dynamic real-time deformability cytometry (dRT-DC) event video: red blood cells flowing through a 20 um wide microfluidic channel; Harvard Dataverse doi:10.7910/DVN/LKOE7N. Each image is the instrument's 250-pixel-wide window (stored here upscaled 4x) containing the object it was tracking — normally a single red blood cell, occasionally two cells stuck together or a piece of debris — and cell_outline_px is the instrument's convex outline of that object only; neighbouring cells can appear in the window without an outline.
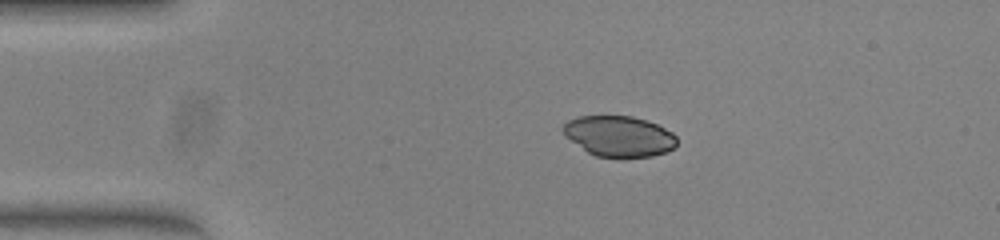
{"species": "common noctule bat (a hibernating species)", "species_latin": "Nyctalus noctula", "temperature_condition": "warm", "stored_images_in_passage": 41, "camera_frame_rate_fps": 3000, "um_per_image_px": 0.085, "animal": {"sex": "female", "body_mass_g": 23.0, "forearm_length_mm": 53.4}, "frame": {"image": 1, "passage_image": 1, "time_ms": 0.0, "image_size_px": [1000, 240], "cell_outline_px": [[676, 144], [672, 148], [664, 152], [652, 156], [596, 156], [588, 152], [564, 136], [560, 128], [568, 120], [576, 116], [632, 116], [656, 124], [672, 132], [676, 136]], "centroid_in_image_um": [52.56, 11.55], "position_along_channel_um": 32.4, "area_um2": 26.65}}
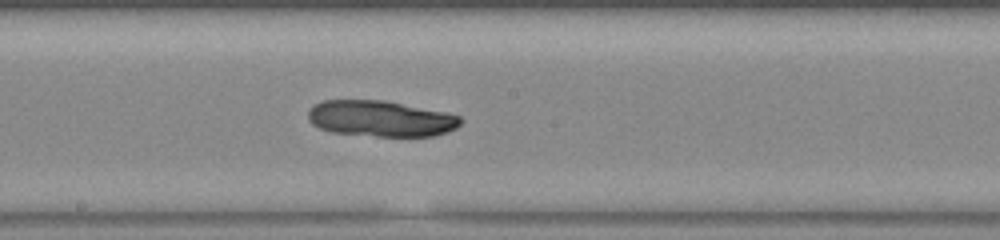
{"frame": {"image": 2, "passage_image": 18, "time_ms": 5.667, "image_size_px": [1000, 240], "cell_outline_px": [[464, 120], [456, 128], [448, 132], [432, 136], [376, 136], [332, 132], [320, 128], [312, 124], [308, 120], [308, 108], [324, 100], [384, 100], [448, 112], [460, 116]], "centroid_in_image_um": [32.38, 10.07], "position_along_channel_um": 215.8, "area_um2": 32.19}}
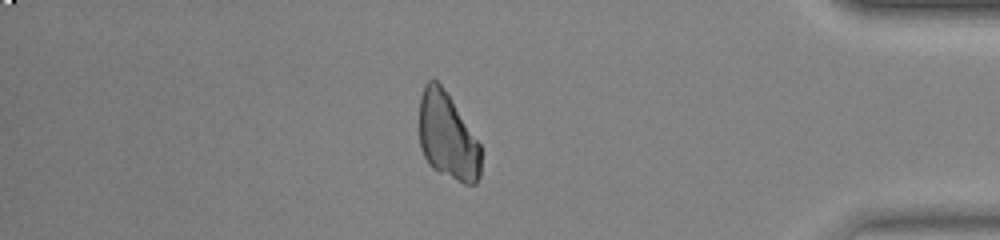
{"frame": {"image": 3, "passage_image": 34, "time_ms": 11.0, "image_size_px": [1000, 240], "cell_outline_px": [[480, 176], [476, 184], [464, 184], [432, 168], [428, 164], [420, 148], [420, 96], [424, 84], [432, 76], [440, 84], [452, 100], [480, 144]], "centroid_in_image_um": [38.03, 11.58], "position_along_channel_um": 397.2, "area_um2": 31.15}}